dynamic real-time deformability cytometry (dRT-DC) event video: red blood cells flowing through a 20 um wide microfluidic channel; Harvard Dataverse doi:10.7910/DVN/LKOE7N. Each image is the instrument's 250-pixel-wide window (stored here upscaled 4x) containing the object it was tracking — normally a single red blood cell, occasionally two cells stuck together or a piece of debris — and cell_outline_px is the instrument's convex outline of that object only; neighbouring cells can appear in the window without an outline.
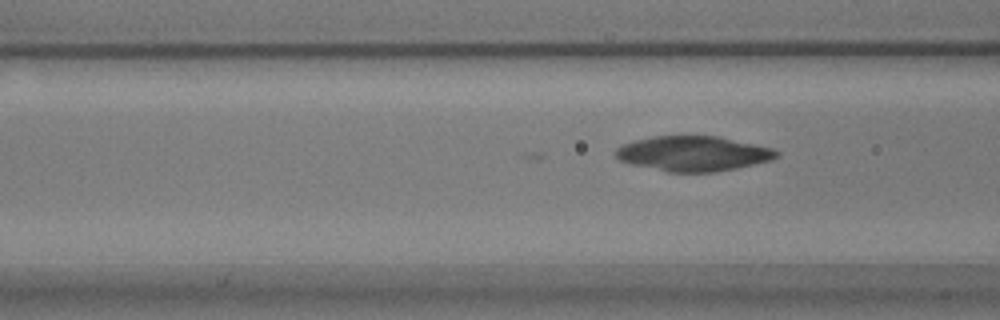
{"species": "common noctule bat (a hibernating species)", "species_latin": "Nyctalus noctula", "temperature_condition": "warm", "stored_images_in_passage": 5, "camera_frame_rate_fps": 3000, "um_per_image_px": 0.085, "animal": {"sex": "male", "body_mass_g": 17.9}, "frame": {"image": 1, "passage_image": 5, "time_ms": 1.333, "image_size_px": [1000, 320], "cell_outline_px": [[780, 156], [772, 160], [736, 168], [716, 172], [668, 172], [632, 164], [620, 160], [616, 156], [616, 148], [624, 144], [636, 140], [652, 136], [720, 136], [772, 148], [780, 152]], "centroid_in_image_um": [58.97, 13.05], "position_along_channel_um": 107.6, "area_um2": 32.77}}